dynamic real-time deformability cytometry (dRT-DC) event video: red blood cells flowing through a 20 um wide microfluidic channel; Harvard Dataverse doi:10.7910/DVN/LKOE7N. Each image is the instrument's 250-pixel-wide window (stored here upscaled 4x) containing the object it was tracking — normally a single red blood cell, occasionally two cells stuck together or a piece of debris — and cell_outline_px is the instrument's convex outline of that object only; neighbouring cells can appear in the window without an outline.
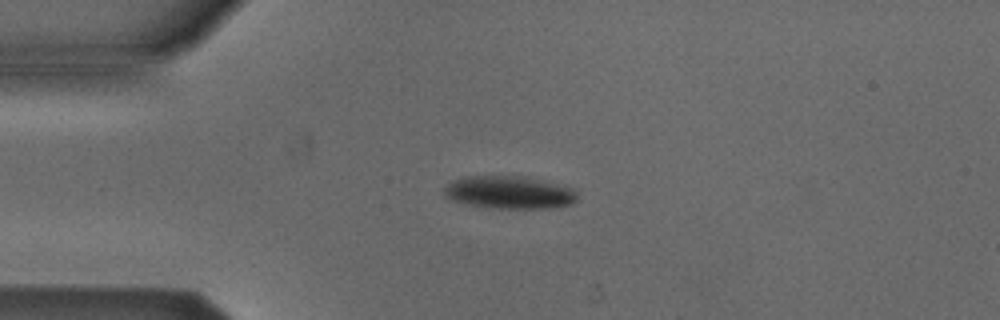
{"species": "Egyptian fruit bat (a non-hibernating species)", "species_latin": "Rousettus aegyptiacus", "temperature_condition": "cold", "stored_images_in_passage": 6, "camera_frame_rate_fps": 3000, "um_per_image_px": 0.085, "animal": {"sex": "male"}, "frame": {"image": 1, "passage_image": 2, "time_ms": 0.333, "image_size_px": [1000, 320], "cell_outline_px": [[576, 200], [572, 204], [556, 208], [492, 208], [468, 204], [452, 200], [444, 196], [444, 188], [452, 180], [468, 176], [524, 176], [572, 188], [576, 192]], "centroid_in_image_um": [43.28, 16.36], "position_along_channel_um": 41.7, "area_um2": 25.32}}
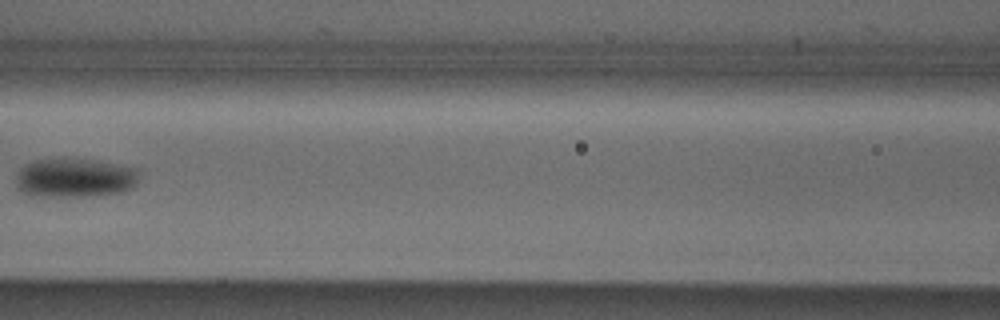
{"frame": {"image": 2, "passage_image": 5, "time_ms": 1.333, "image_size_px": [1000, 320], "cell_outline_px": [[136, 184], [132, 188], [124, 192], [88, 196], [32, 196], [20, 192], [16, 188], [16, 176], [20, 168], [36, 160], [92, 160], [136, 168]], "centroid_in_image_um": [6.31, 15.15], "position_along_channel_um": 160.3, "area_um2": 27.63}}
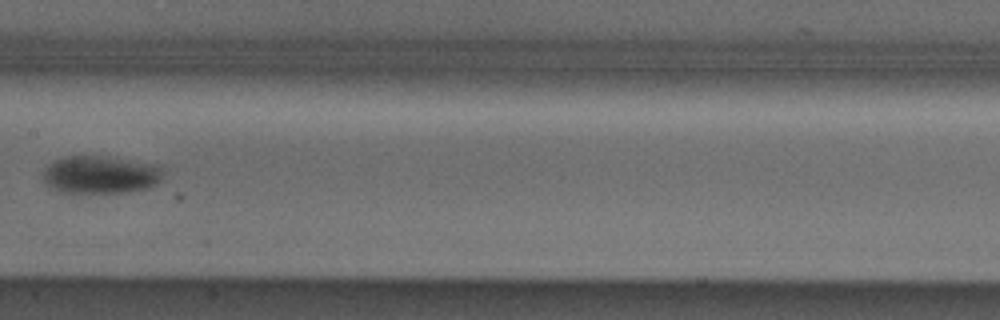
{"frame": {"image": 3, "passage_image": 6, "time_ms": 1.667, "image_size_px": [1000, 320], "cell_outline_px": [[164, 164], [160, 180], [156, 184], [148, 188], [128, 192], [64, 192], [52, 188], [44, 180], [44, 172], [48, 164], [52, 160], [64, 156], [100, 156]], "centroid_in_image_um": [8.6, 14.82], "position_along_channel_um": 198.8, "area_um2": 26.53}}